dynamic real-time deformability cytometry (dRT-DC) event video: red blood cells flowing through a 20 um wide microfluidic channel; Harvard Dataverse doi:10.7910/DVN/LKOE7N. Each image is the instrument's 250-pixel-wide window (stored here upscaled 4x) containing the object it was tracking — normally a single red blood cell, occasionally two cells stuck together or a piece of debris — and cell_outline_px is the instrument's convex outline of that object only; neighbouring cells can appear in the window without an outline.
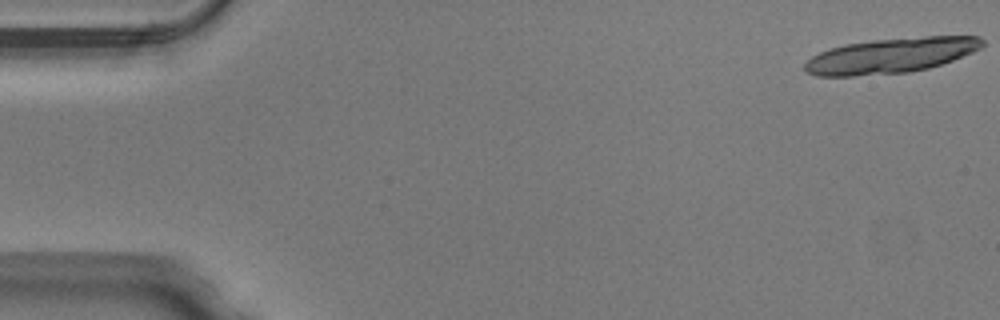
{"species": "Egyptian fruit bat (a non-hibernating species)", "species_latin": "Rousettus aegyptiacus", "temperature_condition": "warm", "stored_images_in_passage": 18, "camera_frame_rate_fps": 3000, "um_per_image_px": 0.085, "animal": {"sex": "male"}, "frame": {"image": 1, "passage_image": 1, "time_ms": 0.0, "image_size_px": [1000, 320], "cell_outline_px": [[984, 44], [980, 48], [972, 52], [952, 60], [928, 68], [908, 72], [852, 76], [816, 76], [808, 72], [804, 68], [804, 64], [812, 56], [828, 48], [844, 44], [872, 40], [924, 36], [980, 36], [984, 40]], "centroid_in_image_um": [75.71, 4.71], "position_along_channel_um": 9.3, "area_um2": 36.3}}